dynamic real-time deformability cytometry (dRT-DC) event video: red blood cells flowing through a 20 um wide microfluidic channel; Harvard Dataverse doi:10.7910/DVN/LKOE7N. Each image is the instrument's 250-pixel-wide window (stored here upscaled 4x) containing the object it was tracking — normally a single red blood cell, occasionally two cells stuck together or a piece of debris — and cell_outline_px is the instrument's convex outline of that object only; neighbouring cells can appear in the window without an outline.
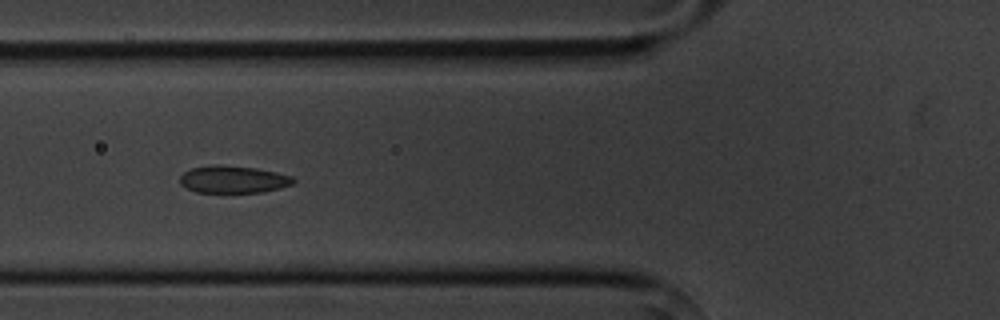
{"species": "common noctule bat (a hibernating species)", "species_latin": "Nyctalus noctula", "temperature_condition": "cold", "stored_images_in_passage": 13, "camera_frame_rate_fps": 3000, "um_per_image_px": 0.085, "animal": {"sex": "male", "body_mass_g": 20.1, "forearm_length_mm": 53.5}, "frame": {"image": 1, "passage_image": 4, "time_ms": 4.333, "image_size_px": [1000, 320], "cell_outline_px": [[296, 180], [292, 184], [280, 188], [264, 192], [196, 192], [180, 184], [180, 176], [184, 172], [192, 168], [216, 164], [256, 168], [276, 172], [292, 176]], "centroid_in_image_um": [19.84, 15.24], "position_along_channel_um": 106.0, "area_um2": 17.98}}
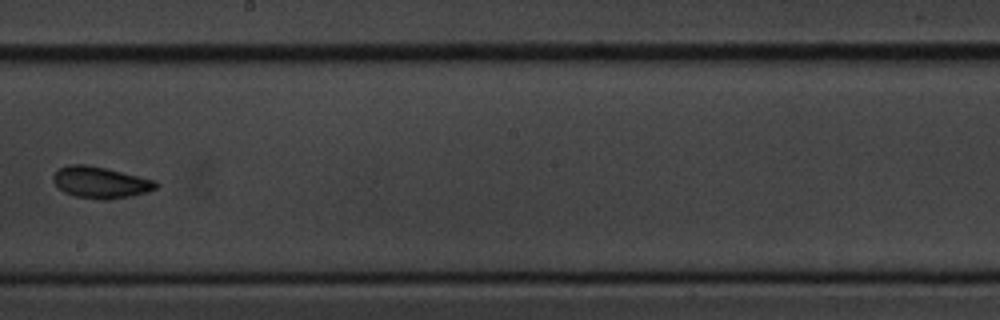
{"frame": {"image": 2, "passage_image": 7, "time_ms": 8.0, "image_size_px": [1000, 320], "cell_outline_px": [[160, 184], [156, 188], [148, 192], [132, 196], [108, 200], [100, 200], [72, 196], [56, 188], [52, 180], [52, 176], [60, 168], [68, 164], [88, 164], [156, 180]], "centroid_in_image_um": [8.52, 15.52], "position_along_channel_um": 239.7, "area_um2": 19.25}}
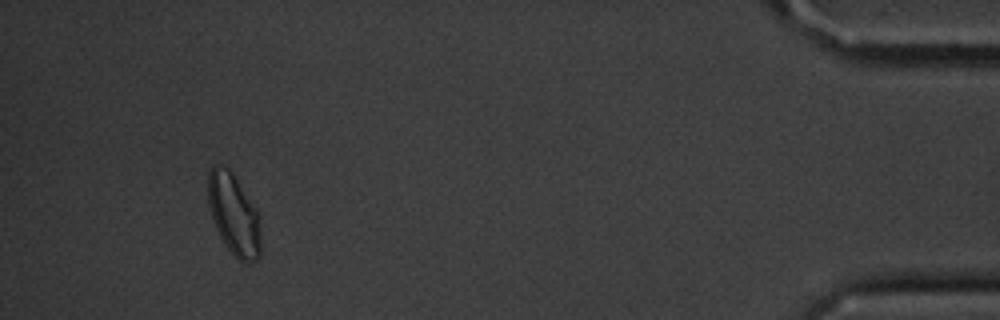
{"frame": {"image": 3, "passage_image": 12, "time_ms": 14.667, "image_size_px": [1000, 320], "cell_outline_px": [[260, 256], [256, 260], [248, 264], [244, 264], [224, 244], [212, 220], [208, 204], [208, 172], [216, 164], [220, 164], [228, 168], [232, 172], [260, 216]], "centroid_in_image_um": [19.87, 18.25], "position_along_channel_um": 415.3, "area_um2": 24.97}, "authors_computed_cell_mechanics": {"area_um2": 18.8428, "velocity_mm_per_s": 3.6424, "shape_relaxation_time_tau1_ms": 1.0688, "shape_relaxation_time_tau2_ms": 2.3529, "deformation_change_tau1": 0.0562, "deformation_change_tau2": 0.0539}}